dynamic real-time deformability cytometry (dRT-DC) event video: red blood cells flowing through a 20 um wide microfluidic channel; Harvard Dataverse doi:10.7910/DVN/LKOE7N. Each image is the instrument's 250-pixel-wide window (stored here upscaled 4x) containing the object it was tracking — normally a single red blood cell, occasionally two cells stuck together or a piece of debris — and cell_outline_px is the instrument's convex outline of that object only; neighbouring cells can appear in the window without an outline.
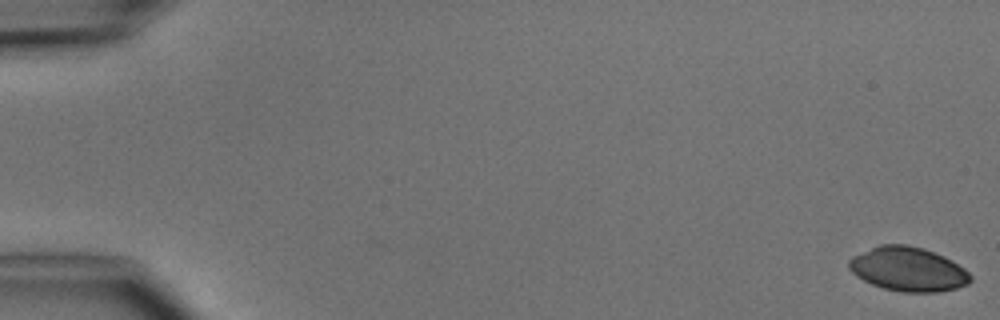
{"species": "common noctule bat (a hibernating species)", "species_latin": "Nyctalus noctula", "temperature_condition": "cold", "stored_images_in_passage": 5, "camera_frame_rate_fps": 3000, "um_per_image_px": 0.085, "animal": {"sex": "male", "body_mass_g": 15.6}, "frame": {"image": 1, "passage_image": 1, "time_ms": 0.0, "image_size_px": [1000, 320], "cell_outline_px": [[972, 280], [968, 284], [956, 288], [940, 292], [900, 292], [884, 288], [872, 284], [856, 276], [848, 268], [848, 260], [852, 256], [880, 244], [904, 244], [924, 248], [944, 256], [964, 268], [972, 276]], "centroid_in_image_um": [77.19, 22.88], "position_along_channel_um": 7.8, "area_um2": 31.39}}